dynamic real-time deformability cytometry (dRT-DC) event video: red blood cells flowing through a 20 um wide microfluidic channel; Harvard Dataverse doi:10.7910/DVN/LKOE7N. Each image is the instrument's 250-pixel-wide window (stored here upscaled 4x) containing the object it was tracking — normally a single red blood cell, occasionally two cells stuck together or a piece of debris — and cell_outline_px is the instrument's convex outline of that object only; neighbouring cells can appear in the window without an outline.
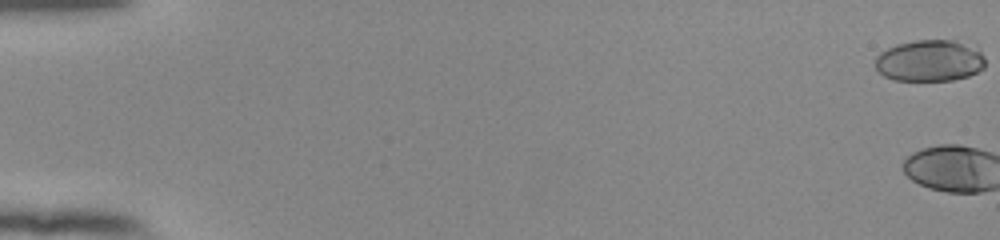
{"species": "human", "species_latin": "Homo sapiens", "temperature_condition": "room temperature", "stored_images_in_passage": 3, "camera_frame_rate_fps": 3000, "um_per_image_px": 0.085, "donor": {"sex": "female"}, "frame": {"image": 1, "passage_image": 1, "time_ms": 0.0, "image_size_px": [1000, 240], "cell_outline_px": [[984, 68], [968, 76], [952, 80], [892, 80], [884, 76], [876, 68], [876, 56], [880, 52], [896, 44], [916, 40], [956, 40], [980, 48], [984, 56]], "centroid_in_image_um": [79.05, 5.14], "position_along_channel_um": 6.0, "area_um2": 26.82}}